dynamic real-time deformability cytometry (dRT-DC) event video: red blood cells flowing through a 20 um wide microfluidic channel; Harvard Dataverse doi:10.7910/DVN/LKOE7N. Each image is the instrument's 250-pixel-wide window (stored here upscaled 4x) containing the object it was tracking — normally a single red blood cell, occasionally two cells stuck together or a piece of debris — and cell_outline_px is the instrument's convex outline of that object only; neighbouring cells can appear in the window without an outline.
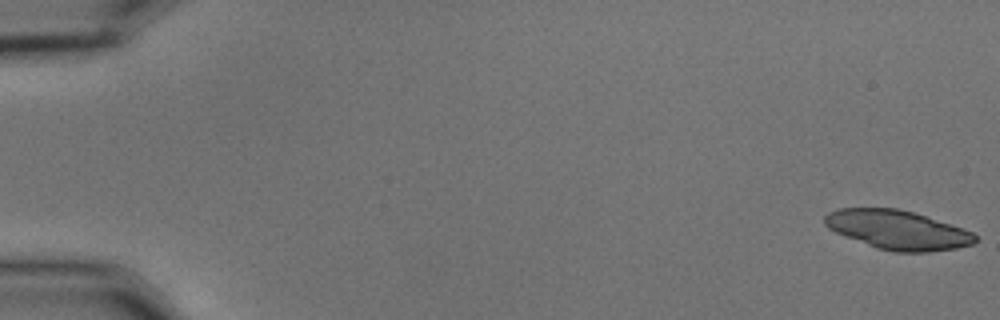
{"species": "common noctule bat (a hibernating species)", "species_latin": "Nyctalus noctula", "temperature_condition": "cold", "stored_images_in_passage": 28, "camera_frame_rate_fps": 3000, "um_per_image_px": 0.085, "animal": {"sex": "male", "body_mass_g": 15.6}, "frame": {"image": 1, "passage_image": 1, "time_ms": 0.0, "image_size_px": [1000, 320], "cell_outline_px": [[976, 240], [972, 244], [956, 248], [928, 252], [892, 252], [876, 248], [836, 232], [828, 228], [824, 224], [824, 216], [828, 212], [840, 208], [896, 208], [912, 212], [972, 232], [976, 236]], "centroid_in_image_um": [76.24, 19.54], "position_along_channel_um": 8.8, "area_um2": 33.81}}